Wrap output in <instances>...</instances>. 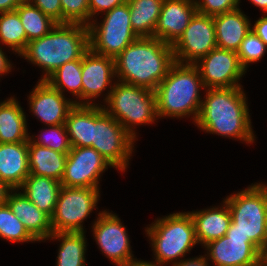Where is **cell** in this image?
Instances as JSON below:
<instances>
[{
	"instance_id": "cell-1",
	"label": "cell",
	"mask_w": 267,
	"mask_h": 266,
	"mask_svg": "<svg viewBox=\"0 0 267 266\" xmlns=\"http://www.w3.org/2000/svg\"><path fill=\"white\" fill-rule=\"evenodd\" d=\"M242 87L207 88L195 124L205 132L253 143L246 96Z\"/></svg>"
},
{
	"instance_id": "cell-2",
	"label": "cell",
	"mask_w": 267,
	"mask_h": 266,
	"mask_svg": "<svg viewBox=\"0 0 267 266\" xmlns=\"http://www.w3.org/2000/svg\"><path fill=\"white\" fill-rule=\"evenodd\" d=\"M174 63L172 45L155 37H138L115 58V77L155 91Z\"/></svg>"
},
{
	"instance_id": "cell-3",
	"label": "cell",
	"mask_w": 267,
	"mask_h": 266,
	"mask_svg": "<svg viewBox=\"0 0 267 266\" xmlns=\"http://www.w3.org/2000/svg\"><path fill=\"white\" fill-rule=\"evenodd\" d=\"M88 49V26L56 24L45 36L28 42L20 56L42 68L45 75L40 80H46L63 64L82 60Z\"/></svg>"
},
{
	"instance_id": "cell-4",
	"label": "cell",
	"mask_w": 267,
	"mask_h": 266,
	"mask_svg": "<svg viewBox=\"0 0 267 266\" xmlns=\"http://www.w3.org/2000/svg\"><path fill=\"white\" fill-rule=\"evenodd\" d=\"M201 88L205 86L197 67L175 62L155 90L158 118H183L193 114L195 122L202 104Z\"/></svg>"
},
{
	"instance_id": "cell-5",
	"label": "cell",
	"mask_w": 267,
	"mask_h": 266,
	"mask_svg": "<svg viewBox=\"0 0 267 266\" xmlns=\"http://www.w3.org/2000/svg\"><path fill=\"white\" fill-rule=\"evenodd\" d=\"M145 231L150 237L155 253V262L152 263L160 266L173 261V265L177 264L179 258H183L198 243L190 212L173 213L161 219L157 218Z\"/></svg>"
},
{
	"instance_id": "cell-6",
	"label": "cell",
	"mask_w": 267,
	"mask_h": 266,
	"mask_svg": "<svg viewBox=\"0 0 267 266\" xmlns=\"http://www.w3.org/2000/svg\"><path fill=\"white\" fill-rule=\"evenodd\" d=\"M224 201L231 213V224L227 231L241 232L267 255L265 184H252Z\"/></svg>"
},
{
	"instance_id": "cell-7",
	"label": "cell",
	"mask_w": 267,
	"mask_h": 266,
	"mask_svg": "<svg viewBox=\"0 0 267 266\" xmlns=\"http://www.w3.org/2000/svg\"><path fill=\"white\" fill-rule=\"evenodd\" d=\"M113 85L104 99L109 106L103 109L136 139L133 127L152 124L158 118L155 91L118 80Z\"/></svg>"
},
{
	"instance_id": "cell-8",
	"label": "cell",
	"mask_w": 267,
	"mask_h": 266,
	"mask_svg": "<svg viewBox=\"0 0 267 266\" xmlns=\"http://www.w3.org/2000/svg\"><path fill=\"white\" fill-rule=\"evenodd\" d=\"M135 139L104 109L93 105L92 148L99 152L109 164L125 171L133 151Z\"/></svg>"
},
{
	"instance_id": "cell-9",
	"label": "cell",
	"mask_w": 267,
	"mask_h": 266,
	"mask_svg": "<svg viewBox=\"0 0 267 266\" xmlns=\"http://www.w3.org/2000/svg\"><path fill=\"white\" fill-rule=\"evenodd\" d=\"M94 21L88 25L89 48L97 54L115 59L139 37L131 26L128 2L106 12L99 26Z\"/></svg>"
},
{
	"instance_id": "cell-10",
	"label": "cell",
	"mask_w": 267,
	"mask_h": 266,
	"mask_svg": "<svg viewBox=\"0 0 267 266\" xmlns=\"http://www.w3.org/2000/svg\"><path fill=\"white\" fill-rule=\"evenodd\" d=\"M99 197V188L62 186L51 217L53 233L85 232L82 222L95 209Z\"/></svg>"
},
{
	"instance_id": "cell-11",
	"label": "cell",
	"mask_w": 267,
	"mask_h": 266,
	"mask_svg": "<svg viewBox=\"0 0 267 266\" xmlns=\"http://www.w3.org/2000/svg\"><path fill=\"white\" fill-rule=\"evenodd\" d=\"M215 48L213 16L199 12L195 13L183 34L172 45L175 62L182 64H194Z\"/></svg>"
},
{
	"instance_id": "cell-12",
	"label": "cell",
	"mask_w": 267,
	"mask_h": 266,
	"mask_svg": "<svg viewBox=\"0 0 267 266\" xmlns=\"http://www.w3.org/2000/svg\"><path fill=\"white\" fill-rule=\"evenodd\" d=\"M108 166L112 167L94 148L72 147L60 183L65 187L99 188V176Z\"/></svg>"
},
{
	"instance_id": "cell-13",
	"label": "cell",
	"mask_w": 267,
	"mask_h": 266,
	"mask_svg": "<svg viewBox=\"0 0 267 266\" xmlns=\"http://www.w3.org/2000/svg\"><path fill=\"white\" fill-rule=\"evenodd\" d=\"M204 248L209 251L207 259L215 266H259L265 256L241 232L227 231L225 236L210 241Z\"/></svg>"
},
{
	"instance_id": "cell-14",
	"label": "cell",
	"mask_w": 267,
	"mask_h": 266,
	"mask_svg": "<svg viewBox=\"0 0 267 266\" xmlns=\"http://www.w3.org/2000/svg\"><path fill=\"white\" fill-rule=\"evenodd\" d=\"M194 65L199 70L205 90L242 86L238 80L246 72L239 62L237 52L220 48L211 50Z\"/></svg>"
},
{
	"instance_id": "cell-15",
	"label": "cell",
	"mask_w": 267,
	"mask_h": 266,
	"mask_svg": "<svg viewBox=\"0 0 267 266\" xmlns=\"http://www.w3.org/2000/svg\"><path fill=\"white\" fill-rule=\"evenodd\" d=\"M93 224V234L102 253L116 266H126L137 259L133 258L126 228L120 218L106 210L98 214Z\"/></svg>"
},
{
	"instance_id": "cell-16",
	"label": "cell",
	"mask_w": 267,
	"mask_h": 266,
	"mask_svg": "<svg viewBox=\"0 0 267 266\" xmlns=\"http://www.w3.org/2000/svg\"><path fill=\"white\" fill-rule=\"evenodd\" d=\"M81 76L82 105H95L90 99L99 97L116 76L115 59L97 54L89 48L82 56Z\"/></svg>"
},
{
	"instance_id": "cell-17",
	"label": "cell",
	"mask_w": 267,
	"mask_h": 266,
	"mask_svg": "<svg viewBox=\"0 0 267 266\" xmlns=\"http://www.w3.org/2000/svg\"><path fill=\"white\" fill-rule=\"evenodd\" d=\"M28 99L30 110L48 126L65 124L68 112L75 105V101L67 100L45 80H39Z\"/></svg>"
},
{
	"instance_id": "cell-18",
	"label": "cell",
	"mask_w": 267,
	"mask_h": 266,
	"mask_svg": "<svg viewBox=\"0 0 267 266\" xmlns=\"http://www.w3.org/2000/svg\"><path fill=\"white\" fill-rule=\"evenodd\" d=\"M197 12L195 0H164L154 37L173 45Z\"/></svg>"
},
{
	"instance_id": "cell-19",
	"label": "cell",
	"mask_w": 267,
	"mask_h": 266,
	"mask_svg": "<svg viewBox=\"0 0 267 266\" xmlns=\"http://www.w3.org/2000/svg\"><path fill=\"white\" fill-rule=\"evenodd\" d=\"M6 203L37 241L47 240L53 233L51 218L29 201L23 192L17 193L15 189H11L7 195Z\"/></svg>"
},
{
	"instance_id": "cell-20",
	"label": "cell",
	"mask_w": 267,
	"mask_h": 266,
	"mask_svg": "<svg viewBox=\"0 0 267 266\" xmlns=\"http://www.w3.org/2000/svg\"><path fill=\"white\" fill-rule=\"evenodd\" d=\"M29 174L28 141L0 143V180L18 191Z\"/></svg>"
},
{
	"instance_id": "cell-21",
	"label": "cell",
	"mask_w": 267,
	"mask_h": 266,
	"mask_svg": "<svg viewBox=\"0 0 267 266\" xmlns=\"http://www.w3.org/2000/svg\"><path fill=\"white\" fill-rule=\"evenodd\" d=\"M217 48L237 52L251 30V23L239 8L213 16Z\"/></svg>"
},
{
	"instance_id": "cell-22",
	"label": "cell",
	"mask_w": 267,
	"mask_h": 266,
	"mask_svg": "<svg viewBox=\"0 0 267 266\" xmlns=\"http://www.w3.org/2000/svg\"><path fill=\"white\" fill-rule=\"evenodd\" d=\"M220 208L213 207L202 211H193L192 217L197 242L205 246L210 241L226 235L231 224V213L225 201Z\"/></svg>"
},
{
	"instance_id": "cell-23",
	"label": "cell",
	"mask_w": 267,
	"mask_h": 266,
	"mask_svg": "<svg viewBox=\"0 0 267 266\" xmlns=\"http://www.w3.org/2000/svg\"><path fill=\"white\" fill-rule=\"evenodd\" d=\"M61 187L60 181L45 176L29 174L18 190H23L28 200L51 218L54 214Z\"/></svg>"
},
{
	"instance_id": "cell-24",
	"label": "cell",
	"mask_w": 267,
	"mask_h": 266,
	"mask_svg": "<svg viewBox=\"0 0 267 266\" xmlns=\"http://www.w3.org/2000/svg\"><path fill=\"white\" fill-rule=\"evenodd\" d=\"M26 123V115L14 97L0 103V143L28 141Z\"/></svg>"
},
{
	"instance_id": "cell-25",
	"label": "cell",
	"mask_w": 267,
	"mask_h": 266,
	"mask_svg": "<svg viewBox=\"0 0 267 266\" xmlns=\"http://www.w3.org/2000/svg\"><path fill=\"white\" fill-rule=\"evenodd\" d=\"M68 153H61L28 140L30 174L61 181Z\"/></svg>"
},
{
	"instance_id": "cell-26",
	"label": "cell",
	"mask_w": 267,
	"mask_h": 266,
	"mask_svg": "<svg viewBox=\"0 0 267 266\" xmlns=\"http://www.w3.org/2000/svg\"><path fill=\"white\" fill-rule=\"evenodd\" d=\"M65 126L71 147H91L93 140V105L75 104L68 112Z\"/></svg>"
},
{
	"instance_id": "cell-27",
	"label": "cell",
	"mask_w": 267,
	"mask_h": 266,
	"mask_svg": "<svg viewBox=\"0 0 267 266\" xmlns=\"http://www.w3.org/2000/svg\"><path fill=\"white\" fill-rule=\"evenodd\" d=\"M164 0H127L130 22L139 37H154Z\"/></svg>"
},
{
	"instance_id": "cell-28",
	"label": "cell",
	"mask_w": 267,
	"mask_h": 266,
	"mask_svg": "<svg viewBox=\"0 0 267 266\" xmlns=\"http://www.w3.org/2000/svg\"><path fill=\"white\" fill-rule=\"evenodd\" d=\"M85 232H56L48 239H60L57 266H85Z\"/></svg>"
},
{
	"instance_id": "cell-29",
	"label": "cell",
	"mask_w": 267,
	"mask_h": 266,
	"mask_svg": "<svg viewBox=\"0 0 267 266\" xmlns=\"http://www.w3.org/2000/svg\"><path fill=\"white\" fill-rule=\"evenodd\" d=\"M82 60H73L60 66L45 81L64 95L69 90L80 100L75 104L82 105Z\"/></svg>"
},
{
	"instance_id": "cell-30",
	"label": "cell",
	"mask_w": 267,
	"mask_h": 266,
	"mask_svg": "<svg viewBox=\"0 0 267 266\" xmlns=\"http://www.w3.org/2000/svg\"><path fill=\"white\" fill-rule=\"evenodd\" d=\"M15 11L23 24L28 42L45 36L57 24L29 1H23Z\"/></svg>"
},
{
	"instance_id": "cell-31",
	"label": "cell",
	"mask_w": 267,
	"mask_h": 266,
	"mask_svg": "<svg viewBox=\"0 0 267 266\" xmlns=\"http://www.w3.org/2000/svg\"><path fill=\"white\" fill-rule=\"evenodd\" d=\"M0 42L19 55L26 49L28 39L16 11L0 13Z\"/></svg>"
},
{
	"instance_id": "cell-32",
	"label": "cell",
	"mask_w": 267,
	"mask_h": 266,
	"mask_svg": "<svg viewBox=\"0 0 267 266\" xmlns=\"http://www.w3.org/2000/svg\"><path fill=\"white\" fill-rule=\"evenodd\" d=\"M0 237L14 243L37 241L14 215L7 203L0 205Z\"/></svg>"
},
{
	"instance_id": "cell-33",
	"label": "cell",
	"mask_w": 267,
	"mask_h": 266,
	"mask_svg": "<svg viewBox=\"0 0 267 266\" xmlns=\"http://www.w3.org/2000/svg\"><path fill=\"white\" fill-rule=\"evenodd\" d=\"M48 130L46 128V132H43L39 135L41 138L30 137L31 141L37 145L48 147L49 149L61 152L68 153L71 150V144L69 141V136L67 133V129L65 124L61 125H50ZM46 133V134H45ZM50 133V134H49Z\"/></svg>"
},
{
	"instance_id": "cell-34",
	"label": "cell",
	"mask_w": 267,
	"mask_h": 266,
	"mask_svg": "<svg viewBox=\"0 0 267 266\" xmlns=\"http://www.w3.org/2000/svg\"><path fill=\"white\" fill-rule=\"evenodd\" d=\"M267 46L251 29L241 42L237 55L244 70H247L249 63L260 61L266 52Z\"/></svg>"
},
{
	"instance_id": "cell-35",
	"label": "cell",
	"mask_w": 267,
	"mask_h": 266,
	"mask_svg": "<svg viewBox=\"0 0 267 266\" xmlns=\"http://www.w3.org/2000/svg\"><path fill=\"white\" fill-rule=\"evenodd\" d=\"M62 24H90L89 0H60Z\"/></svg>"
},
{
	"instance_id": "cell-36",
	"label": "cell",
	"mask_w": 267,
	"mask_h": 266,
	"mask_svg": "<svg viewBox=\"0 0 267 266\" xmlns=\"http://www.w3.org/2000/svg\"><path fill=\"white\" fill-rule=\"evenodd\" d=\"M197 12L215 16L239 8L240 0H195Z\"/></svg>"
},
{
	"instance_id": "cell-37",
	"label": "cell",
	"mask_w": 267,
	"mask_h": 266,
	"mask_svg": "<svg viewBox=\"0 0 267 266\" xmlns=\"http://www.w3.org/2000/svg\"><path fill=\"white\" fill-rule=\"evenodd\" d=\"M29 2L57 24H62V8L60 0H30Z\"/></svg>"
},
{
	"instance_id": "cell-38",
	"label": "cell",
	"mask_w": 267,
	"mask_h": 266,
	"mask_svg": "<svg viewBox=\"0 0 267 266\" xmlns=\"http://www.w3.org/2000/svg\"><path fill=\"white\" fill-rule=\"evenodd\" d=\"M125 2L127 0H89L90 20L93 19L95 14L106 13Z\"/></svg>"
},
{
	"instance_id": "cell-39",
	"label": "cell",
	"mask_w": 267,
	"mask_h": 266,
	"mask_svg": "<svg viewBox=\"0 0 267 266\" xmlns=\"http://www.w3.org/2000/svg\"><path fill=\"white\" fill-rule=\"evenodd\" d=\"M251 29L267 46V15L259 18Z\"/></svg>"
},
{
	"instance_id": "cell-40",
	"label": "cell",
	"mask_w": 267,
	"mask_h": 266,
	"mask_svg": "<svg viewBox=\"0 0 267 266\" xmlns=\"http://www.w3.org/2000/svg\"><path fill=\"white\" fill-rule=\"evenodd\" d=\"M205 256V257H204ZM204 256L196 257L193 259H182L180 262H178L175 265L172 266H208V259H207V254Z\"/></svg>"
},
{
	"instance_id": "cell-41",
	"label": "cell",
	"mask_w": 267,
	"mask_h": 266,
	"mask_svg": "<svg viewBox=\"0 0 267 266\" xmlns=\"http://www.w3.org/2000/svg\"><path fill=\"white\" fill-rule=\"evenodd\" d=\"M22 0H0V13L15 11L22 3Z\"/></svg>"
},
{
	"instance_id": "cell-42",
	"label": "cell",
	"mask_w": 267,
	"mask_h": 266,
	"mask_svg": "<svg viewBox=\"0 0 267 266\" xmlns=\"http://www.w3.org/2000/svg\"><path fill=\"white\" fill-rule=\"evenodd\" d=\"M2 48L0 47V75L9 73L12 68L10 60L6 58Z\"/></svg>"
},
{
	"instance_id": "cell-43",
	"label": "cell",
	"mask_w": 267,
	"mask_h": 266,
	"mask_svg": "<svg viewBox=\"0 0 267 266\" xmlns=\"http://www.w3.org/2000/svg\"><path fill=\"white\" fill-rule=\"evenodd\" d=\"M11 188H9L3 181L0 180V205L6 203V198Z\"/></svg>"
},
{
	"instance_id": "cell-44",
	"label": "cell",
	"mask_w": 267,
	"mask_h": 266,
	"mask_svg": "<svg viewBox=\"0 0 267 266\" xmlns=\"http://www.w3.org/2000/svg\"><path fill=\"white\" fill-rule=\"evenodd\" d=\"M126 266H160L158 264L152 263V262H147V261H141V260H136L134 262L129 263Z\"/></svg>"
},
{
	"instance_id": "cell-45",
	"label": "cell",
	"mask_w": 267,
	"mask_h": 266,
	"mask_svg": "<svg viewBox=\"0 0 267 266\" xmlns=\"http://www.w3.org/2000/svg\"><path fill=\"white\" fill-rule=\"evenodd\" d=\"M253 5L260 7L264 13H267V0H250Z\"/></svg>"
},
{
	"instance_id": "cell-46",
	"label": "cell",
	"mask_w": 267,
	"mask_h": 266,
	"mask_svg": "<svg viewBox=\"0 0 267 266\" xmlns=\"http://www.w3.org/2000/svg\"><path fill=\"white\" fill-rule=\"evenodd\" d=\"M259 266H267V255L262 258Z\"/></svg>"
},
{
	"instance_id": "cell-47",
	"label": "cell",
	"mask_w": 267,
	"mask_h": 266,
	"mask_svg": "<svg viewBox=\"0 0 267 266\" xmlns=\"http://www.w3.org/2000/svg\"><path fill=\"white\" fill-rule=\"evenodd\" d=\"M265 208H266V216H267V185L265 184Z\"/></svg>"
}]
</instances>
